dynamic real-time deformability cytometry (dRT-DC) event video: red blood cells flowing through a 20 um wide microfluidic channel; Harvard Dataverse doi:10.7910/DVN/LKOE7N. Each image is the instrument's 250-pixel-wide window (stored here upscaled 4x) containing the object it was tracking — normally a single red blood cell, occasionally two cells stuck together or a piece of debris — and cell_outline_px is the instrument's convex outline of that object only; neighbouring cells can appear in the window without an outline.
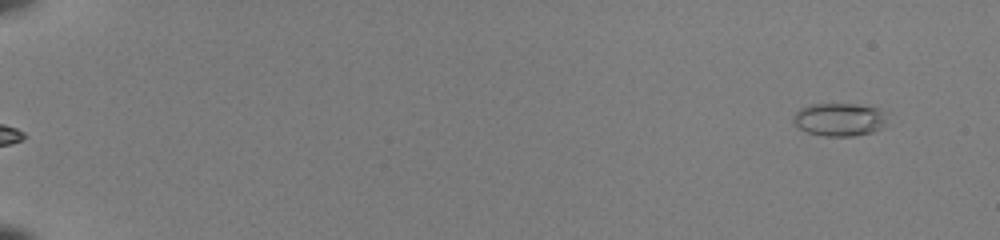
{"species": "common noctule bat (a hibernating species)", "species_latin": "Nyctalus noctula", "temperature_condition": "room temperature", "stored_images_in_passage": 50, "camera_frame_rate_fps": 3000, "um_per_image_px": 0.085, "animal": {"sex": "female", "body_mass_g": 22.0, "forearm_length_mm": 56.7}, "frame": {"image": 1, "passage_image": 1, "time_ms": 0.0, "image_size_px": [1000, 240], "cell_outline_px": [[884, 120], [880, 128], [872, 132], [856, 136], [824, 136], [804, 132], [792, 120], [796, 112], [800, 108], [812, 104], [856, 104], [876, 108], [884, 112]], "centroid_in_image_um": [71.29, 10.16], "position_along_channel_um": 13.7, "area_um2": 17.86}}
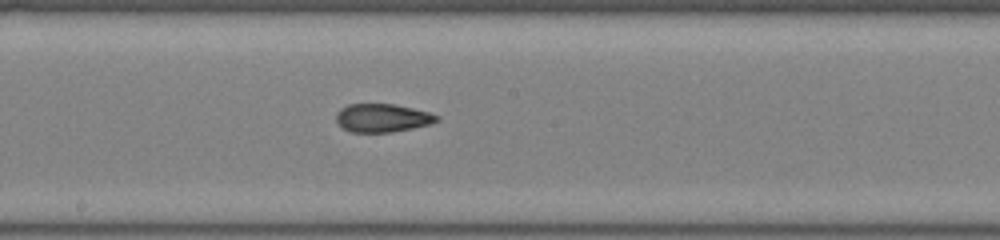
{"frame": {"image": 2, "passage_image": 29, "time_ms": 9.333, "image_size_px": [1000, 240], "cell_outline_px": [[440, 120], [432, 124], [392, 132], [352, 132], [344, 128], [336, 120], [336, 112], [340, 108], [348, 104], [392, 104], [412, 108], [428, 112], [440, 116]], "centroid_in_image_um": [32.52, 10.02], "position_along_channel_um": 215.7, "area_um2": 16.59}}
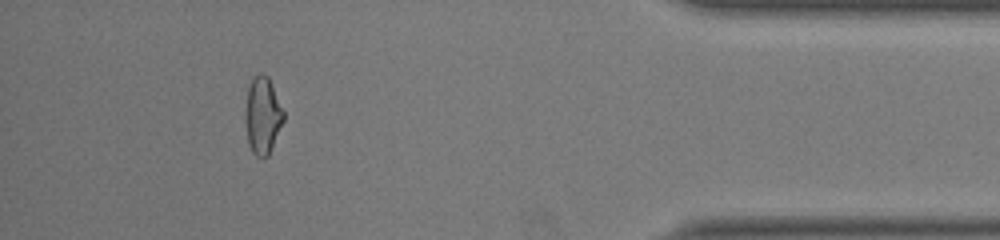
{"frame": {"image": 3, "passage_image": 46, "time_ms": 15.0, "image_size_px": [1000, 240], "cell_outline_px": [[284, 120], [268, 156], [264, 160], [260, 160], [252, 152], [248, 144], [244, 116], [248, 84], [260, 72], [264, 72], [268, 76], [272, 84], [284, 112]], "centroid_in_image_um": [22.31, 9.84], "position_along_channel_um": 412.9, "area_um2": 17.51}, "authors_computed_cell_mechanics": {"area_um2": 17.1666, "velocity_mm_per_s": 4.1036, "shape_relaxation_time_tau1_ms": 5.6303, "shape_relaxation_time_tau2_ms": 1.2761, "deformation_change_tau1": 0.1857, "deformation_change_tau2": 0.0804}}